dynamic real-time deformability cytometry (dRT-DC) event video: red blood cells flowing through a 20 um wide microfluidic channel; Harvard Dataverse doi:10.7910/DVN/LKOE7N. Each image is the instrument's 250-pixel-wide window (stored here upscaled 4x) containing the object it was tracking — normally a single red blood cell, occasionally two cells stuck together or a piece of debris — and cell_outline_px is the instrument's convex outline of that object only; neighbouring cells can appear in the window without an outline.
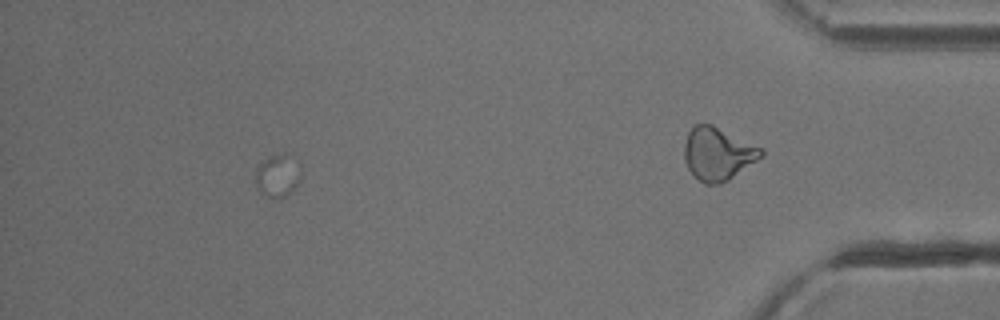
{"species": "common noctule bat (a hibernating species)", "species_latin": "Nyctalus noctula", "temperature_condition": "cold", "stored_images_in_passage": 38, "segment_of_instrument_passage": [2, 2], "camera_frame_rate_fps": 3000, "um_per_image_px": 0.085, "animal": {"sex": "male", "body_mass_g": 13.3}, "frame": {"image": 1, "passage_image": 33, "time_ms": 10.667, "image_size_px": [1000, 320], "cell_outline_px": [[300, 180], [284, 196], [268, 196], [260, 192], [256, 184], [256, 168], [264, 160], [280, 152], [284, 152], [300, 164]], "centroid_in_image_um": [23.6, 14.87], "position_along_channel_um": 411.6, "area_um2": 10.87}}